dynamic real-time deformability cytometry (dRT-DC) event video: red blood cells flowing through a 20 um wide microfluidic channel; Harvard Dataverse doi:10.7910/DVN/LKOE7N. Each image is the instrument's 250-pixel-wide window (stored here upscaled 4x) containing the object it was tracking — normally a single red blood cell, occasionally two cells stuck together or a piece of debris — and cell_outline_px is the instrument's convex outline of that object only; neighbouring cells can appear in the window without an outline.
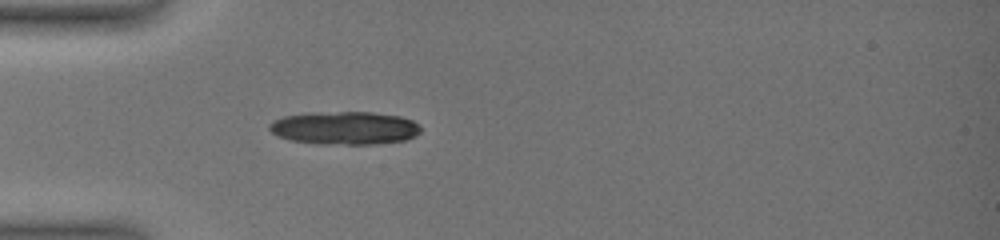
{"species": "common noctule bat (a hibernating species)", "species_latin": "Nyctalus noctula", "temperature_condition": "warm", "stored_images_in_passage": 15, "camera_frame_rate_fps": 3000, "um_per_image_px": 0.085, "animal": {"sex": "female", "body_mass_g": 19.0, "forearm_length_mm": 51.5}, "frame": {"image": 1, "passage_image": 1, "time_ms": 0.0, "image_size_px": [1000, 240], "cell_outline_px": [[420, 132], [416, 136], [404, 140], [380, 144], [316, 144], [288, 140], [276, 136], [268, 128], [268, 124], [272, 120], [284, 116], [340, 112], [372, 112], [400, 116], [412, 120], [420, 124]], "centroid_in_image_um": [29.31, 10.9], "position_along_channel_um": 55.7, "area_um2": 29.25}}
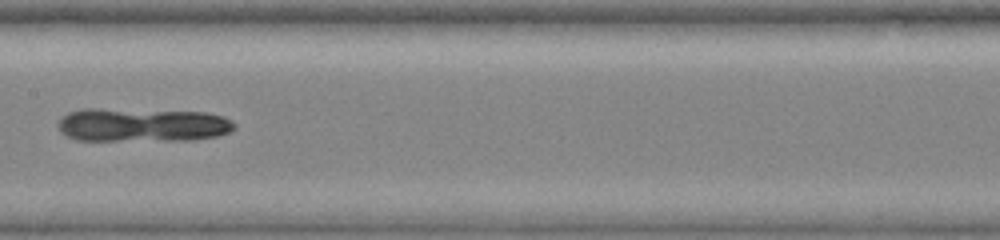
{"frame": {"image": 2, "passage_image": 10, "time_ms": 4.0, "image_size_px": [1000, 240], "cell_outline_px": [[236, 128], [228, 132], [216, 136], [192, 140], [76, 140], [64, 136], [60, 132], [56, 124], [60, 116], [68, 112], [80, 108], [100, 108], [204, 112], [224, 116], [232, 120], [236, 124]], "centroid_in_image_um": [12.03, 10.61], "position_along_channel_um": 195.4, "area_um2": 35.26}}
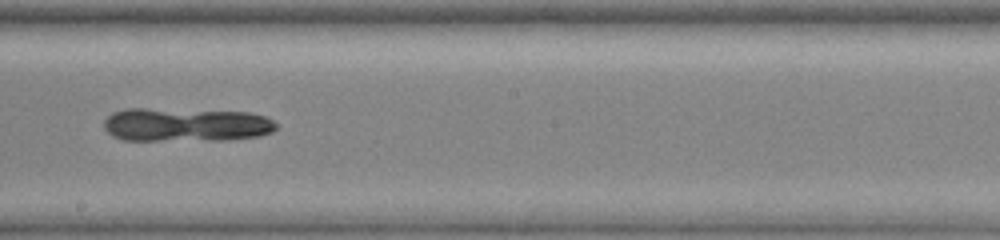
{"frame": {"image": 3, "passage_image": 13, "time_ms": 5.0, "image_size_px": [1000, 240], "cell_outline_px": [[276, 128], [272, 132], [260, 136], [224, 140], [124, 140], [112, 136], [104, 128], [104, 120], [112, 112], [124, 108], [148, 108], [248, 112], [264, 116], [272, 120], [276, 124]], "centroid_in_image_um": [15.77, 10.6], "position_along_channel_um": 232.4, "area_um2": 34.04}}